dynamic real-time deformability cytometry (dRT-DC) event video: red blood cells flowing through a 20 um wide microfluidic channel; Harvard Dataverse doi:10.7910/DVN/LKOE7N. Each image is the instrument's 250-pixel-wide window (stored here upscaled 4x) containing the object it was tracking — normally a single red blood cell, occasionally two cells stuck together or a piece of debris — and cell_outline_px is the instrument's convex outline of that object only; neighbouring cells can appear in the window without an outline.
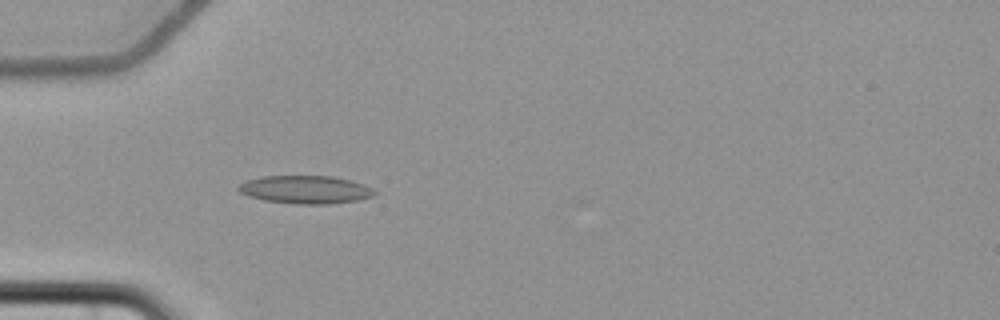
{"species": "common noctule bat (a hibernating species)", "species_latin": "Nyctalus noctula", "temperature_condition": "cold", "stored_images_in_passage": 3, "camera_frame_rate_fps": 3000, "um_per_image_px": 0.085, "animal": {"sex": "female", "body_mass_g": 22.7, "forearm_length_mm": 54.2}, "frame": {"image": 1, "passage_image": 3, "time_ms": 3.333, "image_size_px": [1000, 320], "cell_outline_px": [[376, 196], [360, 200], [328, 204], [296, 204], [264, 200], [248, 196], [240, 192], [236, 188], [240, 184], [248, 180], [260, 176], [332, 176], [352, 180], [364, 184], [372, 188], [376, 192]], "centroid_in_image_um": [26.0, 16.12], "position_along_channel_um": 59.0, "area_um2": 22.43}}